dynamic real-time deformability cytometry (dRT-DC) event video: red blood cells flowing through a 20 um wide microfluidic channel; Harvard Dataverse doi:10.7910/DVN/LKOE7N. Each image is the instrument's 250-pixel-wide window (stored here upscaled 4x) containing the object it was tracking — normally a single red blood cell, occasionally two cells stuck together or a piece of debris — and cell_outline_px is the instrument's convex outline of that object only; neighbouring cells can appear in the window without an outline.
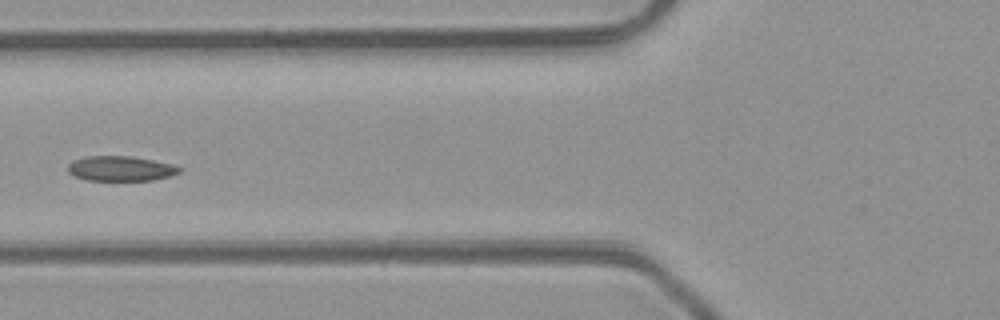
{"species": "common noctule bat (a hibernating species)", "species_latin": "Nyctalus noctula", "temperature_condition": "room temperature", "stored_images_in_passage": 5, "camera_frame_rate_fps": 3000, "um_per_image_px": 0.085, "animal": {"sex": "male", "body_mass_g": 23.1, "forearm_length_mm": 52.7}, "frame": {"image": 1, "passage_image": 5, "time_ms": 4.667, "image_size_px": [1000, 320], "cell_outline_px": [[184, 168], [180, 172], [172, 176], [152, 180], [88, 180], [72, 176], [68, 172], [68, 164], [84, 156], [132, 156], [172, 164]], "centroid_in_image_um": [10.28, 14.33], "position_along_channel_um": 115.5, "area_um2": 16.3}}